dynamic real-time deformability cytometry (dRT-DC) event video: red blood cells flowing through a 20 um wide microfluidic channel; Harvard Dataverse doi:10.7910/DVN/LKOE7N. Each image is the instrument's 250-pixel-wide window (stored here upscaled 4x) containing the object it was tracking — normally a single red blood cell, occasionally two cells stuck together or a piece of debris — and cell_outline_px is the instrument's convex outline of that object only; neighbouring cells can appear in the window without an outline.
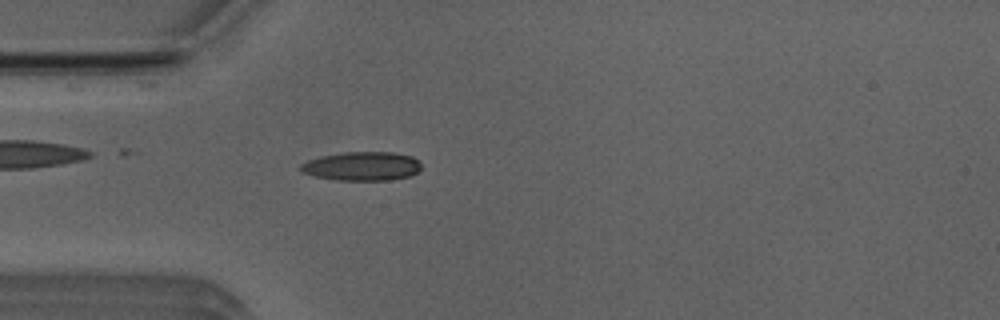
{"species": "Egyptian fruit bat (a non-hibernating species)", "species_latin": "Rousettus aegyptiacus", "temperature_condition": "room temperature", "stored_images_in_passage": 40, "camera_frame_rate_fps": 3000, "um_per_image_px": 0.085, "animal": {"sex": "male"}, "frame": {"image": 1, "passage_image": 3, "time_ms": 0.667, "image_size_px": [1000, 320], "cell_outline_px": [[420, 168], [416, 172], [408, 176], [388, 180], [336, 180], [316, 176], [304, 172], [300, 168], [300, 164], [308, 160], [320, 156], [344, 152], [392, 152], [412, 156], [420, 164]], "centroid_in_image_um": [30.75, 14.12], "position_along_channel_um": 54.2, "area_um2": 20.06}}
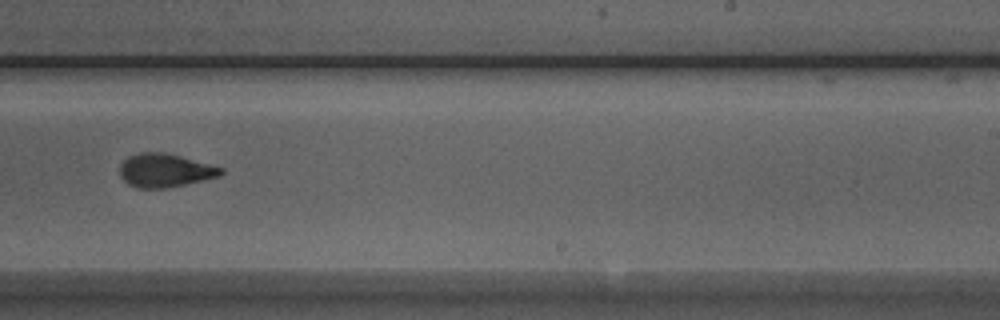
{"frame": {"image": 2, "passage_image": 20, "time_ms": 6.333, "image_size_px": [1000, 320], "cell_outline_px": [[224, 172], [220, 176], [204, 180], [168, 188], [136, 188], [128, 184], [120, 176], [120, 164], [128, 156], [144, 152], [164, 152], [180, 156], [224, 168]], "centroid_in_image_um": [14.02, 14.49], "position_along_channel_um": 275.0, "area_um2": 19.77}}
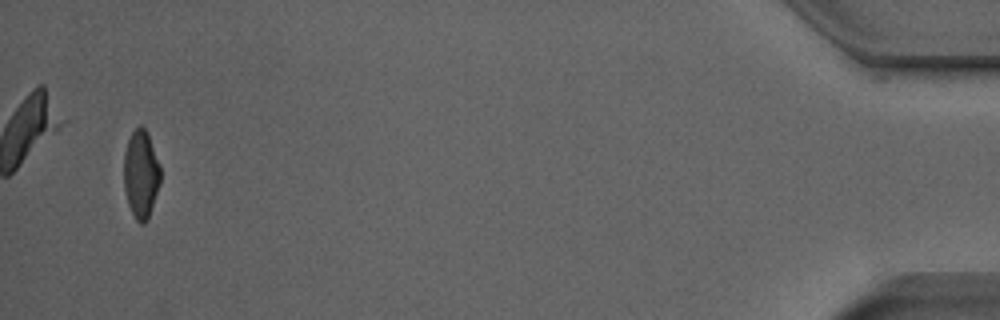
{"frame": {"image": 3, "passage_image": 38, "time_ms": 12.333, "image_size_px": [1000, 320], "cell_outline_px": [[160, 184], [148, 220], [144, 224], [140, 224], [136, 220], [128, 204], [124, 188], [124, 152], [128, 140], [132, 132], [140, 124], [148, 132], [160, 164]], "centroid_in_image_um": [11.99, 14.8], "position_along_channel_um": 423.2, "area_um2": 18.96}, "authors_computed_cell_mechanics": {"area_um2": 19.652, "velocity_mm_per_s": 3.9863, "shape_relaxation_time_tau1_ms": 4.1852, "shape_relaxation_time_tau2_ms": 1.9207, "deformation_change_tau1": 0.1926, "deformation_change_tau2": 0.093}}